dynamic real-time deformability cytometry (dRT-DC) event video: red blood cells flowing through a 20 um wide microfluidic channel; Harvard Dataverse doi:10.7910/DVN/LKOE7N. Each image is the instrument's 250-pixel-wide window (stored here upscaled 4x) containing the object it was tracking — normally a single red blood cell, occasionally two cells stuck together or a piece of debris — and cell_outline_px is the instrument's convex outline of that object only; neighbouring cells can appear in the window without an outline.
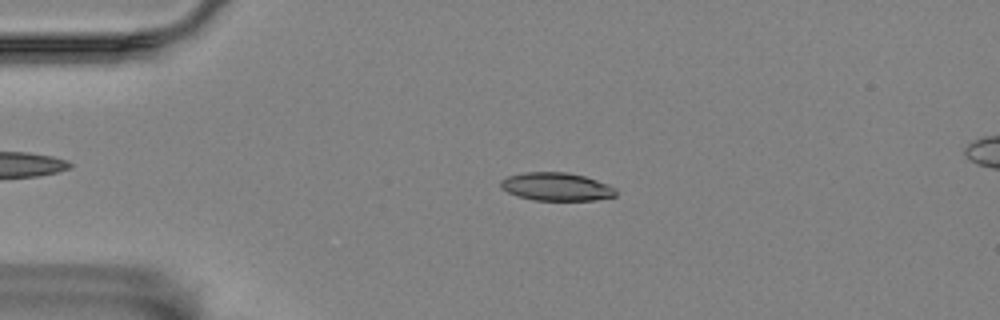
{"species": "Egyptian fruit bat (a non-hibernating species)", "species_latin": "Rousettus aegyptiacus", "temperature_condition": "room temperature", "stored_images_in_passage": 56, "camera_frame_rate_fps": 3000, "um_per_image_px": 0.085, "animal": {"sex": "female"}, "frame": {"image": 1, "passage_image": 12, "time_ms": 3.667, "image_size_px": [1000, 320], "cell_outline_px": [[616, 196], [592, 200], [532, 200], [516, 196], [500, 188], [500, 180], [508, 176], [524, 172], [568, 172], [584, 176], [608, 184], [616, 188]], "centroid_in_image_um": [47.27, 15.87], "position_along_channel_um": 37.7, "area_um2": 18.96}}
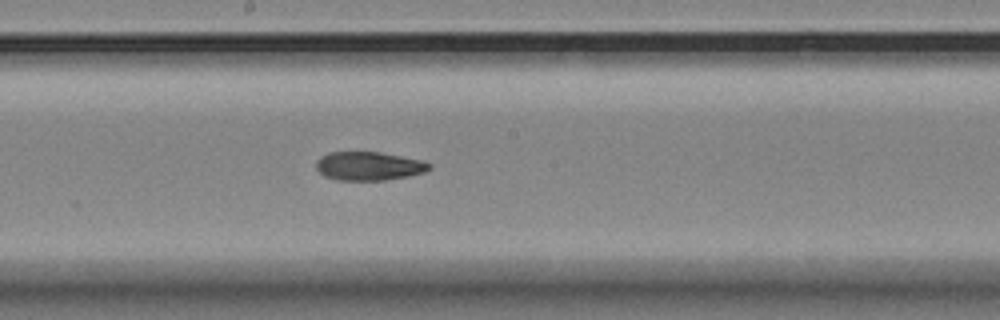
{"frame": {"image": 2, "passage_image": 30, "time_ms": 9.667, "image_size_px": [1000, 320], "cell_outline_px": [[432, 168], [424, 172], [408, 176], [384, 180], [336, 180], [324, 176], [316, 168], [316, 160], [320, 156], [328, 152], [380, 152], [424, 160], [432, 164]], "centroid_in_image_um": [31.36, 14.11], "position_along_channel_um": 216.8, "area_um2": 19.07}}
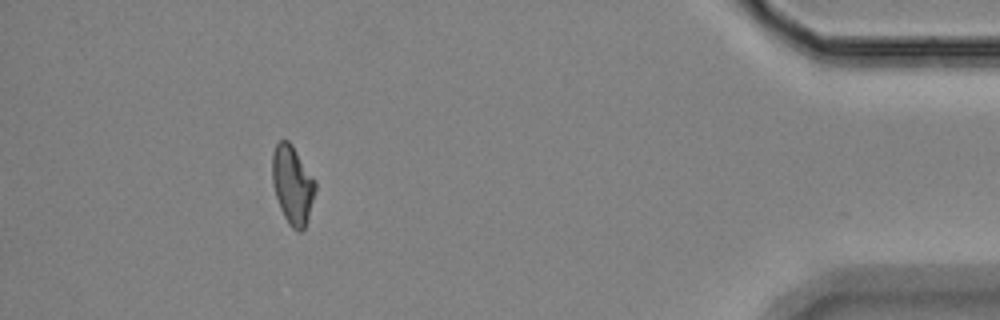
{"frame": {"image": 3, "passage_image": 51, "time_ms": 16.667, "image_size_px": [1000, 320], "cell_outline_px": [[316, 188], [308, 216], [304, 228], [300, 232], [292, 228], [288, 224], [280, 208], [272, 184], [272, 152], [276, 144], [280, 140], [288, 140], [292, 144], [316, 180]], "centroid_in_image_um": [24.85, 15.68], "position_along_channel_um": 410.3, "area_um2": 19.71}, "authors_computed_cell_mechanics": {"area_um2": 19.5364, "velocity_mm_per_s": 3.5145, "shape_relaxation_time_tau1_ms": null, "shape_relaxation_time_tau2_ms": 4.5129, "deformation_change_tau1": null, "deformation_change_tau2": 0.1169}}